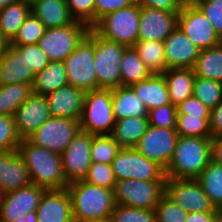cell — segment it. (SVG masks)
<instances>
[{
    "label": "cell",
    "mask_w": 222,
    "mask_h": 222,
    "mask_svg": "<svg viewBox=\"0 0 222 222\" xmlns=\"http://www.w3.org/2000/svg\"><path fill=\"white\" fill-rule=\"evenodd\" d=\"M25 162L32 184L47 190L67 188L61 155L22 139L17 149Z\"/></svg>",
    "instance_id": "cell-1"
},
{
    "label": "cell",
    "mask_w": 222,
    "mask_h": 222,
    "mask_svg": "<svg viewBox=\"0 0 222 222\" xmlns=\"http://www.w3.org/2000/svg\"><path fill=\"white\" fill-rule=\"evenodd\" d=\"M74 222H92L111 218L115 206L114 190L83 180L68 184Z\"/></svg>",
    "instance_id": "cell-2"
},
{
    "label": "cell",
    "mask_w": 222,
    "mask_h": 222,
    "mask_svg": "<svg viewBox=\"0 0 222 222\" xmlns=\"http://www.w3.org/2000/svg\"><path fill=\"white\" fill-rule=\"evenodd\" d=\"M210 138L179 136L166 178L196 179L210 162Z\"/></svg>",
    "instance_id": "cell-3"
},
{
    "label": "cell",
    "mask_w": 222,
    "mask_h": 222,
    "mask_svg": "<svg viewBox=\"0 0 222 222\" xmlns=\"http://www.w3.org/2000/svg\"><path fill=\"white\" fill-rule=\"evenodd\" d=\"M140 23V5L134 4L108 13L91 28L101 37L133 47L138 41Z\"/></svg>",
    "instance_id": "cell-4"
},
{
    "label": "cell",
    "mask_w": 222,
    "mask_h": 222,
    "mask_svg": "<svg viewBox=\"0 0 222 222\" xmlns=\"http://www.w3.org/2000/svg\"><path fill=\"white\" fill-rule=\"evenodd\" d=\"M115 122L112 89L86 91L80 118L81 130L91 135H110Z\"/></svg>",
    "instance_id": "cell-5"
},
{
    "label": "cell",
    "mask_w": 222,
    "mask_h": 222,
    "mask_svg": "<svg viewBox=\"0 0 222 222\" xmlns=\"http://www.w3.org/2000/svg\"><path fill=\"white\" fill-rule=\"evenodd\" d=\"M94 51L95 31L90 28L76 49L63 61L69 85L83 89L85 92L97 89Z\"/></svg>",
    "instance_id": "cell-6"
},
{
    "label": "cell",
    "mask_w": 222,
    "mask_h": 222,
    "mask_svg": "<svg viewBox=\"0 0 222 222\" xmlns=\"http://www.w3.org/2000/svg\"><path fill=\"white\" fill-rule=\"evenodd\" d=\"M127 47L107 40L95 32L94 69L97 89H113L121 86L120 63Z\"/></svg>",
    "instance_id": "cell-7"
},
{
    "label": "cell",
    "mask_w": 222,
    "mask_h": 222,
    "mask_svg": "<svg viewBox=\"0 0 222 222\" xmlns=\"http://www.w3.org/2000/svg\"><path fill=\"white\" fill-rule=\"evenodd\" d=\"M165 194V181L123 179L116 182L115 204L153 210Z\"/></svg>",
    "instance_id": "cell-8"
},
{
    "label": "cell",
    "mask_w": 222,
    "mask_h": 222,
    "mask_svg": "<svg viewBox=\"0 0 222 222\" xmlns=\"http://www.w3.org/2000/svg\"><path fill=\"white\" fill-rule=\"evenodd\" d=\"M89 30L87 24L79 21L63 27L45 29L38 45L50 61H64Z\"/></svg>",
    "instance_id": "cell-9"
},
{
    "label": "cell",
    "mask_w": 222,
    "mask_h": 222,
    "mask_svg": "<svg viewBox=\"0 0 222 222\" xmlns=\"http://www.w3.org/2000/svg\"><path fill=\"white\" fill-rule=\"evenodd\" d=\"M117 181L136 179L143 181H165V170L143 156L135 148H122L112 161Z\"/></svg>",
    "instance_id": "cell-10"
},
{
    "label": "cell",
    "mask_w": 222,
    "mask_h": 222,
    "mask_svg": "<svg viewBox=\"0 0 222 222\" xmlns=\"http://www.w3.org/2000/svg\"><path fill=\"white\" fill-rule=\"evenodd\" d=\"M80 131V119L51 116L40 128L30 134L27 139L32 144L61 154Z\"/></svg>",
    "instance_id": "cell-11"
},
{
    "label": "cell",
    "mask_w": 222,
    "mask_h": 222,
    "mask_svg": "<svg viewBox=\"0 0 222 222\" xmlns=\"http://www.w3.org/2000/svg\"><path fill=\"white\" fill-rule=\"evenodd\" d=\"M165 195L187 213L219 212L196 179L166 178Z\"/></svg>",
    "instance_id": "cell-12"
},
{
    "label": "cell",
    "mask_w": 222,
    "mask_h": 222,
    "mask_svg": "<svg viewBox=\"0 0 222 222\" xmlns=\"http://www.w3.org/2000/svg\"><path fill=\"white\" fill-rule=\"evenodd\" d=\"M179 135L175 129L150 126L134 147L164 170L170 163Z\"/></svg>",
    "instance_id": "cell-13"
},
{
    "label": "cell",
    "mask_w": 222,
    "mask_h": 222,
    "mask_svg": "<svg viewBox=\"0 0 222 222\" xmlns=\"http://www.w3.org/2000/svg\"><path fill=\"white\" fill-rule=\"evenodd\" d=\"M178 27L200 50L221 43V37L214 31L211 22L196 5L182 7L178 16Z\"/></svg>",
    "instance_id": "cell-14"
},
{
    "label": "cell",
    "mask_w": 222,
    "mask_h": 222,
    "mask_svg": "<svg viewBox=\"0 0 222 222\" xmlns=\"http://www.w3.org/2000/svg\"><path fill=\"white\" fill-rule=\"evenodd\" d=\"M91 144L92 135L81 130L60 154L63 172L68 184L84 180L86 177L92 164Z\"/></svg>",
    "instance_id": "cell-15"
},
{
    "label": "cell",
    "mask_w": 222,
    "mask_h": 222,
    "mask_svg": "<svg viewBox=\"0 0 222 222\" xmlns=\"http://www.w3.org/2000/svg\"><path fill=\"white\" fill-rule=\"evenodd\" d=\"M47 189L30 184L6 193L0 208V222H15L27 213L36 211Z\"/></svg>",
    "instance_id": "cell-16"
},
{
    "label": "cell",
    "mask_w": 222,
    "mask_h": 222,
    "mask_svg": "<svg viewBox=\"0 0 222 222\" xmlns=\"http://www.w3.org/2000/svg\"><path fill=\"white\" fill-rule=\"evenodd\" d=\"M179 13L140 6L138 40L164 42L178 26Z\"/></svg>",
    "instance_id": "cell-17"
},
{
    "label": "cell",
    "mask_w": 222,
    "mask_h": 222,
    "mask_svg": "<svg viewBox=\"0 0 222 222\" xmlns=\"http://www.w3.org/2000/svg\"><path fill=\"white\" fill-rule=\"evenodd\" d=\"M16 129L21 139H26L40 128L50 117L46 97L32 93L14 113Z\"/></svg>",
    "instance_id": "cell-18"
},
{
    "label": "cell",
    "mask_w": 222,
    "mask_h": 222,
    "mask_svg": "<svg viewBox=\"0 0 222 222\" xmlns=\"http://www.w3.org/2000/svg\"><path fill=\"white\" fill-rule=\"evenodd\" d=\"M163 43L168 69L194 67L200 49L192 43L178 26Z\"/></svg>",
    "instance_id": "cell-19"
},
{
    "label": "cell",
    "mask_w": 222,
    "mask_h": 222,
    "mask_svg": "<svg viewBox=\"0 0 222 222\" xmlns=\"http://www.w3.org/2000/svg\"><path fill=\"white\" fill-rule=\"evenodd\" d=\"M85 91L65 85L45 95L51 116L80 119L83 111Z\"/></svg>",
    "instance_id": "cell-20"
},
{
    "label": "cell",
    "mask_w": 222,
    "mask_h": 222,
    "mask_svg": "<svg viewBox=\"0 0 222 222\" xmlns=\"http://www.w3.org/2000/svg\"><path fill=\"white\" fill-rule=\"evenodd\" d=\"M36 213L37 222H74L68 190L66 188L46 190Z\"/></svg>",
    "instance_id": "cell-21"
},
{
    "label": "cell",
    "mask_w": 222,
    "mask_h": 222,
    "mask_svg": "<svg viewBox=\"0 0 222 222\" xmlns=\"http://www.w3.org/2000/svg\"><path fill=\"white\" fill-rule=\"evenodd\" d=\"M34 79L35 73L27 65L22 54L14 46L7 44L0 56V85H33Z\"/></svg>",
    "instance_id": "cell-22"
},
{
    "label": "cell",
    "mask_w": 222,
    "mask_h": 222,
    "mask_svg": "<svg viewBox=\"0 0 222 222\" xmlns=\"http://www.w3.org/2000/svg\"><path fill=\"white\" fill-rule=\"evenodd\" d=\"M30 184L28 168L18 151L0 152V188L8 193Z\"/></svg>",
    "instance_id": "cell-23"
},
{
    "label": "cell",
    "mask_w": 222,
    "mask_h": 222,
    "mask_svg": "<svg viewBox=\"0 0 222 222\" xmlns=\"http://www.w3.org/2000/svg\"><path fill=\"white\" fill-rule=\"evenodd\" d=\"M149 110L170 104L166 80L162 73H152L144 81L130 86Z\"/></svg>",
    "instance_id": "cell-24"
},
{
    "label": "cell",
    "mask_w": 222,
    "mask_h": 222,
    "mask_svg": "<svg viewBox=\"0 0 222 222\" xmlns=\"http://www.w3.org/2000/svg\"><path fill=\"white\" fill-rule=\"evenodd\" d=\"M31 13L44 24L46 29L63 27L75 22L66 0H38L31 7Z\"/></svg>",
    "instance_id": "cell-25"
},
{
    "label": "cell",
    "mask_w": 222,
    "mask_h": 222,
    "mask_svg": "<svg viewBox=\"0 0 222 222\" xmlns=\"http://www.w3.org/2000/svg\"><path fill=\"white\" fill-rule=\"evenodd\" d=\"M112 109L115 120L148 116V109L130 86L112 89Z\"/></svg>",
    "instance_id": "cell-26"
},
{
    "label": "cell",
    "mask_w": 222,
    "mask_h": 222,
    "mask_svg": "<svg viewBox=\"0 0 222 222\" xmlns=\"http://www.w3.org/2000/svg\"><path fill=\"white\" fill-rule=\"evenodd\" d=\"M173 105L177 106L193 95L195 73L193 68H172L162 73Z\"/></svg>",
    "instance_id": "cell-27"
},
{
    "label": "cell",
    "mask_w": 222,
    "mask_h": 222,
    "mask_svg": "<svg viewBox=\"0 0 222 222\" xmlns=\"http://www.w3.org/2000/svg\"><path fill=\"white\" fill-rule=\"evenodd\" d=\"M148 127V117H126L116 120L110 135L122 148H134Z\"/></svg>",
    "instance_id": "cell-28"
},
{
    "label": "cell",
    "mask_w": 222,
    "mask_h": 222,
    "mask_svg": "<svg viewBox=\"0 0 222 222\" xmlns=\"http://www.w3.org/2000/svg\"><path fill=\"white\" fill-rule=\"evenodd\" d=\"M65 85H68V81L63 61H50L42 71L35 74L32 92L45 96Z\"/></svg>",
    "instance_id": "cell-29"
},
{
    "label": "cell",
    "mask_w": 222,
    "mask_h": 222,
    "mask_svg": "<svg viewBox=\"0 0 222 222\" xmlns=\"http://www.w3.org/2000/svg\"><path fill=\"white\" fill-rule=\"evenodd\" d=\"M30 13L31 7L19 1L0 8V34L8 44Z\"/></svg>",
    "instance_id": "cell-30"
},
{
    "label": "cell",
    "mask_w": 222,
    "mask_h": 222,
    "mask_svg": "<svg viewBox=\"0 0 222 222\" xmlns=\"http://www.w3.org/2000/svg\"><path fill=\"white\" fill-rule=\"evenodd\" d=\"M193 70L196 77L222 83V44L200 50Z\"/></svg>",
    "instance_id": "cell-31"
},
{
    "label": "cell",
    "mask_w": 222,
    "mask_h": 222,
    "mask_svg": "<svg viewBox=\"0 0 222 222\" xmlns=\"http://www.w3.org/2000/svg\"><path fill=\"white\" fill-rule=\"evenodd\" d=\"M121 86H131L139 81H144L152 73L139 58L134 47H127L120 63Z\"/></svg>",
    "instance_id": "cell-32"
},
{
    "label": "cell",
    "mask_w": 222,
    "mask_h": 222,
    "mask_svg": "<svg viewBox=\"0 0 222 222\" xmlns=\"http://www.w3.org/2000/svg\"><path fill=\"white\" fill-rule=\"evenodd\" d=\"M133 47L151 73H164L168 69L163 42L138 40Z\"/></svg>",
    "instance_id": "cell-33"
},
{
    "label": "cell",
    "mask_w": 222,
    "mask_h": 222,
    "mask_svg": "<svg viewBox=\"0 0 222 222\" xmlns=\"http://www.w3.org/2000/svg\"><path fill=\"white\" fill-rule=\"evenodd\" d=\"M196 180L215 208L222 211V165L210 161Z\"/></svg>",
    "instance_id": "cell-34"
},
{
    "label": "cell",
    "mask_w": 222,
    "mask_h": 222,
    "mask_svg": "<svg viewBox=\"0 0 222 222\" xmlns=\"http://www.w3.org/2000/svg\"><path fill=\"white\" fill-rule=\"evenodd\" d=\"M32 93L31 84L0 85V115L13 116Z\"/></svg>",
    "instance_id": "cell-35"
},
{
    "label": "cell",
    "mask_w": 222,
    "mask_h": 222,
    "mask_svg": "<svg viewBox=\"0 0 222 222\" xmlns=\"http://www.w3.org/2000/svg\"><path fill=\"white\" fill-rule=\"evenodd\" d=\"M121 149L111 135H92L91 160L94 163L112 164Z\"/></svg>",
    "instance_id": "cell-36"
},
{
    "label": "cell",
    "mask_w": 222,
    "mask_h": 222,
    "mask_svg": "<svg viewBox=\"0 0 222 222\" xmlns=\"http://www.w3.org/2000/svg\"><path fill=\"white\" fill-rule=\"evenodd\" d=\"M193 95L212 111L222 101V83L196 77Z\"/></svg>",
    "instance_id": "cell-37"
},
{
    "label": "cell",
    "mask_w": 222,
    "mask_h": 222,
    "mask_svg": "<svg viewBox=\"0 0 222 222\" xmlns=\"http://www.w3.org/2000/svg\"><path fill=\"white\" fill-rule=\"evenodd\" d=\"M211 118L177 114L176 128L179 136L211 137Z\"/></svg>",
    "instance_id": "cell-38"
},
{
    "label": "cell",
    "mask_w": 222,
    "mask_h": 222,
    "mask_svg": "<svg viewBox=\"0 0 222 222\" xmlns=\"http://www.w3.org/2000/svg\"><path fill=\"white\" fill-rule=\"evenodd\" d=\"M44 24L32 13L24 20L10 45L38 44L45 31Z\"/></svg>",
    "instance_id": "cell-39"
},
{
    "label": "cell",
    "mask_w": 222,
    "mask_h": 222,
    "mask_svg": "<svg viewBox=\"0 0 222 222\" xmlns=\"http://www.w3.org/2000/svg\"><path fill=\"white\" fill-rule=\"evenodd\" d=\"M111 219L113 222H157L155 209H139L115 204Z\"/></svg>",
    "instance_id": "cell-40"
},
{
    "label": "cell",
    "mask_w": 222,
    "mask_h": 222,
    "mask_svg": "<svg viewBox=\"0 0 222 222\" xmlns=\"http://www.w3.org/2000/svg\"><path fill=\"white\" fill-rule=\"evenodd\" d=\"M83 181L92 185L106 187L111 190L115 189L117 182L111 164L94 162H92Z\"/></svg>",
    "instance_id": "cell-41"
},
{
    "label": "cell",
    "mask_w": 222,
    "mask_h": 222,
    "mask_svg": "<svg viewBox=\"0 0 222 222\" xmlns=\"http://www.w3.org/2000/svg\"><path fill=\"white\" fill-rule=\"evenodd\" d=\"M21 140L14 116L0 115V152L17 150Z\"/></svg>",
    "instance_id": "cell-42"
},
{
    "label": "cell",
    "mask_w": 222,
    "mask_h": 222,
    "mask_svg": "<svg viewBox=\"0 0 222 222\" xmlns=\"http://www.w3.org/2000/svg\"><path fill=\"white\" fill-rule=\"evenodd\" d=\"M157 222H186L188 213L165 194L155 207Z\"/></svg>",
    "instance_id": "cell-43"
},
{
    "label": "cell",
    "mask_w": 222,
    "mask_h": 222,
    "mask_svg": "<svg viewBox=\"0 0 222 222\" xmlns=\"http://www.w3.org/2000/svg\"><path fill=\"white\" fill-rule=\"evenodd\" d=\"M177 106L172 103L153 108L148 111V122L150 126L176 128Z\"/></svg>",
    "instance_id": "cell-44"
},
{
    "label": "cell",
    "mask_w": 222,
    "mask_h": 222,
    "mask_svg": "<svg viewBox=\"0 0 222 222\" xmlns=\"http://www.w3.org/2000/svg\"><path fill=\"white\" fill-rule=\"evenodd\" d=\"M11 46H14L22 54L25 62L32 68L35 74L42 71L50 62L38 44Z\"/></svg>",
    "instance_id": "cell-45"
},
{
    "label": "cell",
    "mask_w": 222,
    "mask_h": 222,
    "mask_svg": "<svg viewBox=\"0 0 222 222\" xmlns=\"http://www.w3.org/2000/svg\"><path fill=\"white\" fill-rule=\"evenodd\" d=\"M68 9L75 21L94 25L95 0H66Z\"/></svg>",
    "instance_id": "cell-46"
},
{
    "label": "cell",
    "mask_w": 222,
    "mask_h": 222,
    "mask_svg": "<svg viewBox=\"0 0 222 222\" xmlns=\"http://www.w3.org/2000/svg\"><path fill=\"white\" fill-rule=\"evenodd\" d=\"M222 38V0H202L196 4Z\"/></svg>",
    "instance_id": "cell-47"
},
{
    "label": "cell",
    "mask_w": 222,
    "mask_h": 222,
    "mask_svg": "<svg viewBox=\"0 0 222 222\" xmlns=\"http://www.w3.org/2000/svg\"><path fill=\"white\" fill-rule=\"evenodd\" d=\"M177 114H186L194 117L211 118V110L194 95L186 98L177 105Z\"/></svg>",
    "instance_id": "cell-48"
},
{
    "label": "cell",
    "mask_w": 222,
    "mask_h": 222,
    "mask_svg": "<svg viewBox=\"0 0 222 222\" xmlns=\"http://www.w3.org/2000/svg\"><path fill=\"white\" fill-rule=\"evenodd\" d=\"M136 0H95L94 24L104 15L128 7Z\"/></svg>",
    "instance_id": "cell-49"
},
{
    "label": "cell",
    "mask_w": 222,
    "mask_h": 222,
    "mask_svg": "<svg viewBox=\"0 0 222 222\" xmlns=\"http://www.w3.org/2000/svg\"><path fill=\"white\" fill-rule=\"evenodd\" d=\"M143 7L156 8L168 12L179 13L183 5L180 0H136Z\"/></svg>",
    "instance_id": "cell-50"
},
{
    "label": "cell",
    "mask_w": 222,
    "mask_h": 222,
    "mask_svg": "<svg viewBox=\"0 0 222 222\" xmlns=\"http://www.w3.org/2000/svg\"><path fill=\"white\" fill-rule=\"evenodd\" d=\"M211 137L222 136V101L211 111Z\"/></svg>",
    "instance_id": "cell-51"
},
{
    "label": "cell",
    "mask_w": 222,
    "mask_h": 222,
    "mask_svg": "<svg viewBox=\"0 0 222 222\" xmlns=\"http://www.w3.org/2000/svg\"><path fill=\"white\" fill-rule=\"evenodd\" d=\"M210 161L222 165V136L210 138Z\"/></svg>",
    "instance_id": "cell-52"
},
{
    "label": "cell",
    "mask_w": 222,
    "mask_h": 222,
    "mask_svg": "<svg viewBox=\"0 0 222 222\" xmlns=\"http://www.w3.org/2000/svg\"><path fill=\"white\" fill-rule=\"evenodd\" d=\"M218 212H189L186 222H214Z\"/></svg>",
    "instance_id": "cell-53"
},
{
    "label": "cell",
    "mask_w": 222,
    "mask_h": 222,
    "mask_svg": "<svg viewBox=\"0 0 222 222\" xmlns=\"http://www.w3.org/2000/svg\"><path fill=\"white\" fill-rule=\"evenodd\" d=\"M15 222H37V213L36 211L29 212L24 218H19Z\"/></svg>",
    "instance_id": "cell-54"
},
{
    "label": "cell",
    "mask_w": 222,
    "mask_h": 222,
    "mask_svg": "<svg viewBox=\"0 0 222 222\" xmlns=\"http://www.w3.org/2000/svg\"><path fill=\"white\" fill-rule=\"evenodd\" d=\"M200 1H202V0H180L181 4L183 6H186V5H196Z\"/></svg>",
    "instance_id": "cell-55"
},
{
    "label": "cell",
    "mask_w": 222,
    "mask_h": 222,
    "mask_svg": "<svg viewBox=\"0 0 222 222\" xmlns=\"http://www.w3.org/2000/svg\"><path fill=\"white\" fill-rule=\"evenodd\" d=\"M18 2V0H0V8L6 7L9 4Z\"/></svg>",
    "instance_id": "cell-56"
},
{
    "label": "cell",
    "mask_w": 222,
    "mask_h": 222,
    "mask_svg": "<svg viewBox=\"0 0 222 222\" xmlns=\"http://www.w3.org/2000/svg\"><path fill=\"white\" fill-rule=\"evenodd\" d=\"M7 44L8 43L3 39V37L0 34V56L3 53V50L5 49Z\"/></svg>",
    "instance_id": "cell-57"
},
{
    "label": "cell",
    "mask_w": 222,
    "mask_h": 222,
    "mask_svg": "<svg viewBox=\"0 0 222 222\" xmlns=\"http://www.w3.org/2000/svg\"><path fill=\"white\" fill-rule=\"evenodd\" d=\"M18 1L32 7L38 0H18Z\"/></svg>",
    "instance_id": "cell-58"
},
{
    "label": "cell",
    "mask_w": 222,
    "mask_h": 222,
    "mask_svg": "<svg viewBox=\"0 0 222 222\" xmlns=\"http://www.w3.org/2000/svg\"><path fill=\"white\" fill-rule=\"evenodd\" d=\"M5 195H6V192L0 188V208H1V205L3 204V201L5 200Z\"/></svg>",
    "instance_id": "cell-59"
},
{
    "label": "cell",
    "mask_w": 222,
    "mask_h": 222,
    "mask_svg": "<svg viewBox=\"0 0 222 222\" xmlns=\"http://www.w3.org/2000/svg\"><path fill=\"white\" fill-rule=\"evenodd\" d=\"M214 222H222V211H219L214 219Z\"/></svg>",
    "instance_id": "cell-60"
},
{
    "label": "cell",
    "mask_w": 222,
    "mask_h": 222,
    "mask_svg": "<svg viewBox=\"0 0 222 222\" xmlns=\"http://www.w3.org/2000/svg\"><path fill=\"white\" fill-rule=\"evenodd\" d=\"M92 222H113L111 218L105 219V220H98V221H92Z\"/></svg>",
    "instance_id": "cell-61"
}]
</instances>
